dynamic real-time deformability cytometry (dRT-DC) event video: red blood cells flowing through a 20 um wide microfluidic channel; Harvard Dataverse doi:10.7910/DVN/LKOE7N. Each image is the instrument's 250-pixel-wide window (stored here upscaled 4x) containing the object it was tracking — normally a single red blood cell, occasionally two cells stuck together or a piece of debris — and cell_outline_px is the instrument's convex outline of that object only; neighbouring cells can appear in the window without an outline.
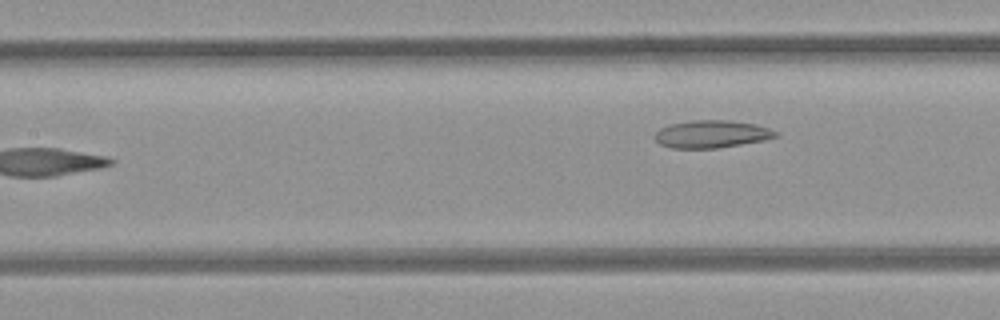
{"species": "common noctule bat (a hibernating species)", "species_latin": "Nyctalus noctula", "temperature_condition": "room temperature", "stored_images_in_passage": 7, "camera_frame_rate_fps": 3000, "um_per_image_px": 0.085, "animal": {"sex": "female", "body_mass_g": 21.9}, "frame": {"image": 1, "passage_image": 7, "time_ms": 2.0, "image_size_px": [1000, 320], "cell_outline_px": [[780, 136], [764, 140], [716, 148], [672, 148], [660, 144], [656, 140], [656, 132], [660, 128], [668, 124], [692, 120], [728, 120], [756, 124], [780, 132]], "centroid_in_image_um": [60.51, 11.39], "position_along_channel_um": 146.9, "area_um2": 19.42}}